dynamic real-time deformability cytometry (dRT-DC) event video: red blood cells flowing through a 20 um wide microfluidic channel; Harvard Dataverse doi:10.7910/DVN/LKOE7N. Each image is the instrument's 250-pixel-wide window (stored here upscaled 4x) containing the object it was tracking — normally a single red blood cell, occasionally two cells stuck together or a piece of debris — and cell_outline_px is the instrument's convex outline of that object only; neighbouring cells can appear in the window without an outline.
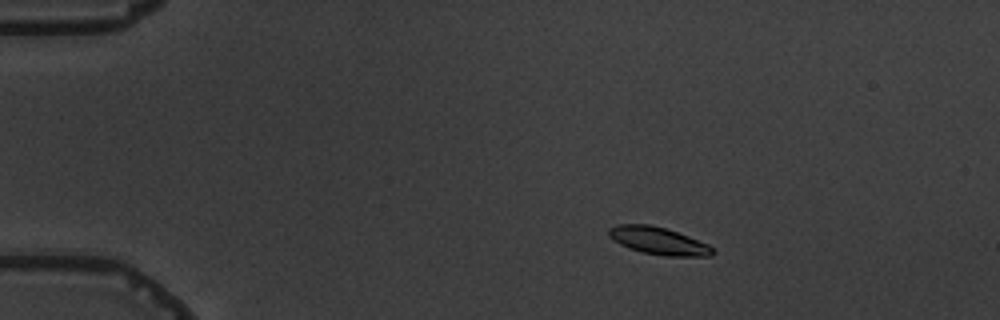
{"species": "common noctule bat (a hibernating species)", "species_latin": "Nyctalus noctula", "temperature_condition": "warm", "stored_images_in_passage": 5, "camera_frame_rate_fps": 3000, "um_per_image_px": 0.085, "animal": {"sex": "male", "body_mass_g": 19.5, "forearm_length_mm": 54.6}, "frame": {"image": 1, "passage_image": 3, "time_ms": 2.333, "image_size_px": [1000, 320], "cell_outline_px": [[716, 252], [712, 256], [664, 256], [644, 252], [628, 248], [612, 240], [608, 236], [608, 228], [616, 224], [648, 224], [664, 228], [688, 236], [708, 244], [716, 248]], "centroid_in_image_um": [55.97, 20.47], "position_along_channel_um": 29.0, "area_um2": 16.7}}